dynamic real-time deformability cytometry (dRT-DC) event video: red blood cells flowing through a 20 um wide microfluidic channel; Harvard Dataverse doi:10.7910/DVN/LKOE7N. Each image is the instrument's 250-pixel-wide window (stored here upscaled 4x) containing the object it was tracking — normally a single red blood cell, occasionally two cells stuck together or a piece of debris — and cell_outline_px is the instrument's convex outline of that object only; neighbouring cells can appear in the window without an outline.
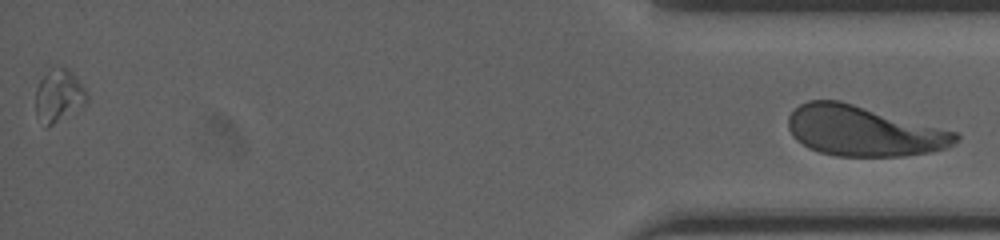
{"species": "human", "species_latin": "Homo sapiens", "temperature_condition": "cold", "stored_images_in_passage": 57, "camera_frame_rate_fps": 3000, "um_per_image_px": 0.085, "donor": {"sex": "female"}, "frame": {"image": 1, "passage_image": 57, "time_ms": 18.667, "image_size_px": [1000, 240], "cell_outline_px": [[960, 136], [948, 148], [932, 152], [904, 156], [836, 156], [820, 152], [808, 148], [796, 140], [792, 136], [788, 128], [788, 116], [800, 104], [808, 100], [840, 100], [956, 132]], "centroid_in_image_um": [73.37, 11.14], "position_along_channel_um": 361.8, "area_um2": 48.9}}